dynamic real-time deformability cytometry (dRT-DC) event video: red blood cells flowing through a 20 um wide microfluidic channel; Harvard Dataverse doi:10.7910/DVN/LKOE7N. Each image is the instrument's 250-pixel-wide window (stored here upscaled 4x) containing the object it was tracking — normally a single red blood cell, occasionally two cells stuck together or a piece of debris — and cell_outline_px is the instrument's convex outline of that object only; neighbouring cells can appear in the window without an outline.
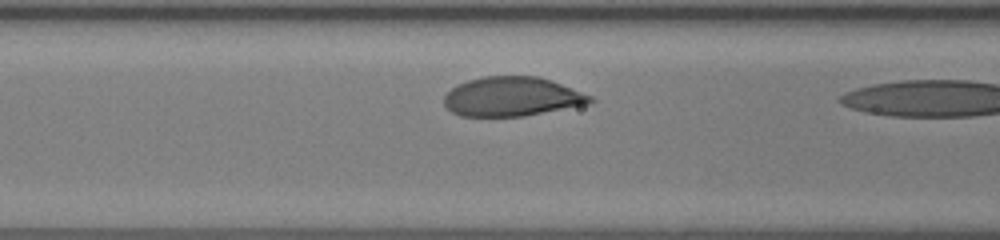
{"species": "human", "species_latin": "Homo sapiens", "temperature_condition": "room temperature", "stored_images_in_passage": 7, "camera_frame_rate_fps": 3000, "um_per_image_px": 0.085, "donor": {"sex": "female"}, "frame": {"image": 1, "passage_image": 6, "time_ms": 1.667, "image_size_px": [1000, 240], "cell_outline_px": [[596, 100], [588, 104], [524, 116], [460, 116], [452, 112], [444, 104], [444, 96], [456, 84], [468, 80], [484, 76], [540, 76], [592, 96]], "centroid_in_image_um": [43.51, 8.21], "position_along_channel_um": 123.1, "area_um2": 33.41}}